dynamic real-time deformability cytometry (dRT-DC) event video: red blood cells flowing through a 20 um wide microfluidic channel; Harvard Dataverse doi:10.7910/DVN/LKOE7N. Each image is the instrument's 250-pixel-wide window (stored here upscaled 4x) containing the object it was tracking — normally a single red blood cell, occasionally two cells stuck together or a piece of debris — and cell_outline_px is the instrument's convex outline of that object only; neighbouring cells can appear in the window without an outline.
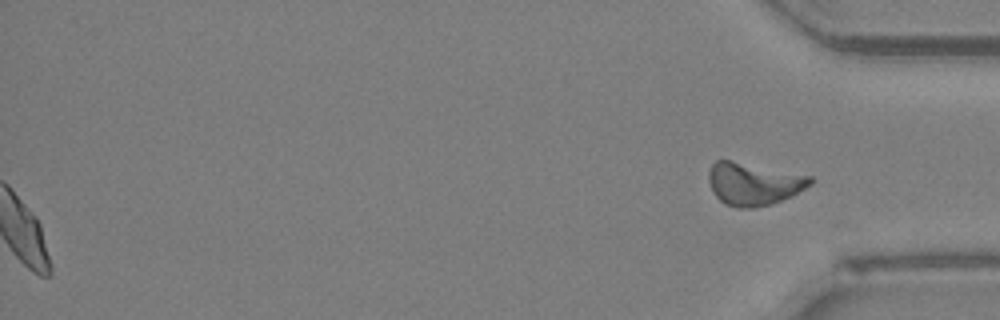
{"species": "Egyptian fruit bat (a non-hibernating species)", "species_latin": "Rousettus aegyptiacus", "temperature_condition": "room temperature", "stored_images_in_passage": 53, "segment_of_instrument_passage": [2, 2], "camera_frame_rate_fps": 3000, "um_per_image_px": 0.085, "animal": {"sex": "female"}, "frame": {"image": 1, "passage_image": 53, "time_ms": 17.333, "image_size_px": [1000, 320], "cell_outline_px": [[812, 184], [792, 196], [756, 208], [736, 208], [724, 204], [712, 192], [708, 180], [708, 172], [712, 164], [716, 160], [732, 160], [812, 176]], "centroid_in_image_um": [64.03, 15.62], "position_along_channel_um": 371.2, "area_um2": 25.32}}